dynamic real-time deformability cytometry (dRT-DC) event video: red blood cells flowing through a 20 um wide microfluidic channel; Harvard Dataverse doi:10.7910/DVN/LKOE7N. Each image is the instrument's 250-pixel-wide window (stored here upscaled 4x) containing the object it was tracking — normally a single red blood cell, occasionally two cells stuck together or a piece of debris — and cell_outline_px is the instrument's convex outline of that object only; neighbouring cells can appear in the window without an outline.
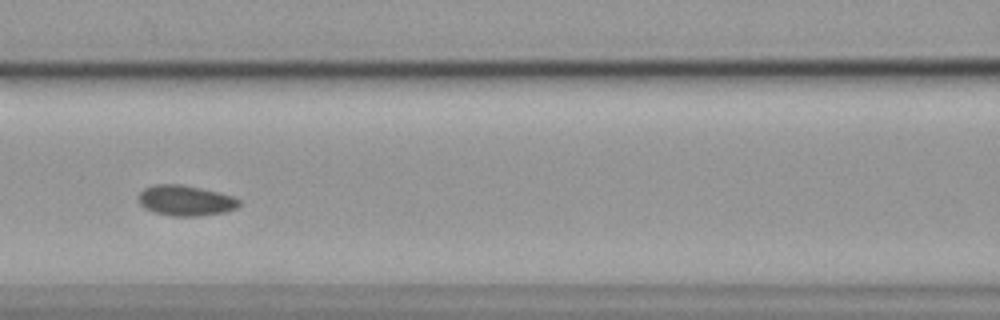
{"species": "common noctule bat (a hibernating species)", "species_latin": "Nyctalus noctula", "temperature_condition": "cold", "stored_images_in_passage": 42, "camera_frame_rate_fps": 3000, "um_per_image_px": 0.085, "animal": {"sex": "female", "body_mass_g": 19.9}, "frame": {"image": 1, "passage_image": 10, "time_ms": 3.0, "image_size_px": [1000, 320], "cell_outline_px": [[240, 204], [236, 208], [224, 212], [200, 216], [172, 216], [152, 212], [144, 208], [140, 204], [140, 192], [144, 188], [156, 184], [180, 184], [220, 192], [232, 196], [240, 200]], "centroid_in_image_um": [15.77, 17.05], "position_along_channel_um": 150.8, "area_um2": 17.86}}
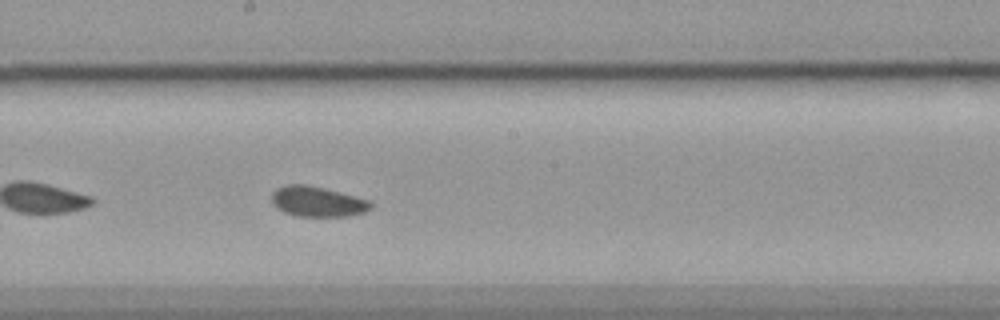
{"frame": {"image": 2, "passage_image": 16, "time_ms": 5.0, "image_size_px": [1000, 320], "cell_outline_px": [[372, 208], [364, 212], [348, 216], [296, 216], [284, 212], [276, 208], [272, 204], [272, 192], [276, 188], [288, 184], [308, 184], [372, 200]], "centroid_in_image_um": [26.98, 17.13], "position_along_channel_um": 221.2, "area_um2": 17.69}}
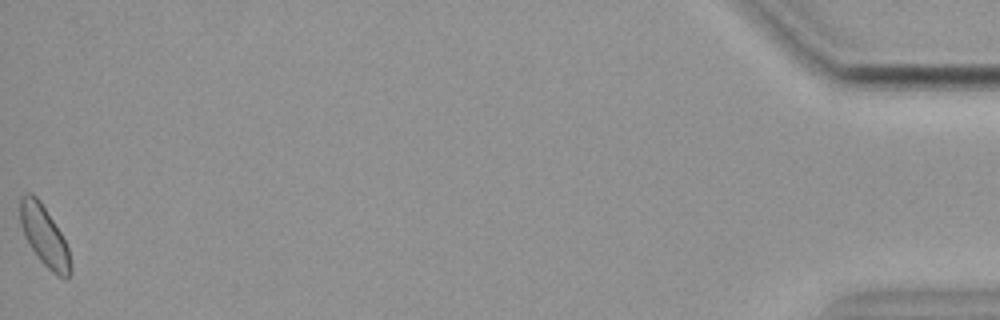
{"frame": {"image": 3, "passage_image": 42, "time_ms": 13.667, "image_size_px": [1000, 320], "cell_outline_px": [[72, 276], [68, 280], [52, 272], [40, 260], [24, 236], [20, 224], [20, 196], [24, 192], [32, 192], [40, 200], [60, 232], [68, 248], [72, 264]], "centroid_in_image_um": [3.77, 20.06], "position_along_channel_um": 431.4, "area_um2": 17.8}, "authors_computed_cell_mechanics": {"area_um2": 17.6001, "velocity_mm_per_s": 3.5398, "shape_relaxation_time_tau1_ms": null, "shape_relaxation_time_tau2_ms": 3.7865, "deformation_change_tau1": null, "deformation_change_tau2": 0.0728}}